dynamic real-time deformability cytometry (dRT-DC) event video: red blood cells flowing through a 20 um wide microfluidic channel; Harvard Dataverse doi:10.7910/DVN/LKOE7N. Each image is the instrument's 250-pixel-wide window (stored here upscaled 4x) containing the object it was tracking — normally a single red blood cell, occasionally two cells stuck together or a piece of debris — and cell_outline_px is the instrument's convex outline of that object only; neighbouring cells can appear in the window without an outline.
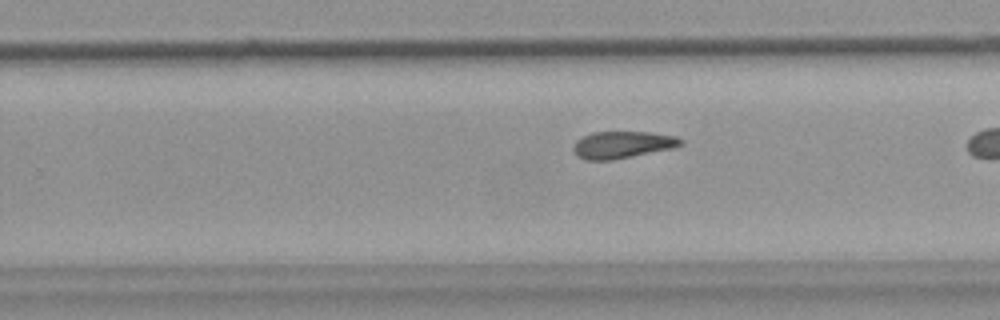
{"species": "common noctule bat (a hibernating species)", "species_latin": "Nyctalus noctula", "temperature_condition": "warm", "stored_images_in_passage": 30, "camera_frame_rate_fps": 3000, "um_per_image_px": 0.085, "animal": {"sex": "female", "body_mass_g": 18.4}, "frame": {"image": 1, "passage_image": 22, "time_ms": 7.0, "image_size_px": [1000, 320], "cell_outline_px": [[684, 144], [672, 148], [612, 160], [584, 160], [572, 148], [576, 140], [592, 132], [648, 132], [676, 136], [684, 140]], "centroid_in_image_um": [52.92, 12.29], "position_along_channel_um": 276.9, "area_um2": 16.76}}